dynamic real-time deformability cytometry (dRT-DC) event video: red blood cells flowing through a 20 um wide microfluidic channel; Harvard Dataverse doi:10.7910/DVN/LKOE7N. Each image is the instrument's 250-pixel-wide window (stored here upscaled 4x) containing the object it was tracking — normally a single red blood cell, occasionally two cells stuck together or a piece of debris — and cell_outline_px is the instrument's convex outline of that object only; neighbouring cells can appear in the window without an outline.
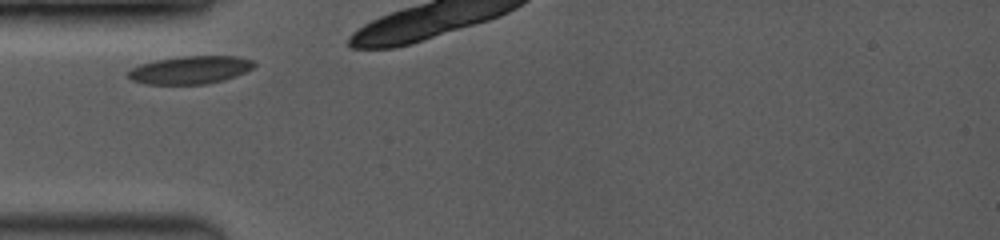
{"species": "common noctule bat (a hibernating species)", "species_latin": "Nyctalus noctula", "temperature_condition": "room temperature", "stored_images_in_passage": 3, "camera_frame_rate_fps": 3500, "um_per_image_px": 0.085, "animal": {"sex": "female", "body_mass_g": 19.0, "forearm_length_mm": 53.3}, "frame": {"image": 1, "passage_image": 1, "time_ms": 0.0, "image_size_px": [1000, 240], "cell_outline_px": [[256, 64], [252, 68], [236, 76], [224, 80], [208, 84], [144, 84], [132, 80], [124, 76], [124, 72], [140, 64], [156, 60], [184, 56], [236, 56], [252, 60]], "centroid_in_image_um": [16.11, 5.95], "position_along_channel_um": 68.9, "area_um2": 20.63}}